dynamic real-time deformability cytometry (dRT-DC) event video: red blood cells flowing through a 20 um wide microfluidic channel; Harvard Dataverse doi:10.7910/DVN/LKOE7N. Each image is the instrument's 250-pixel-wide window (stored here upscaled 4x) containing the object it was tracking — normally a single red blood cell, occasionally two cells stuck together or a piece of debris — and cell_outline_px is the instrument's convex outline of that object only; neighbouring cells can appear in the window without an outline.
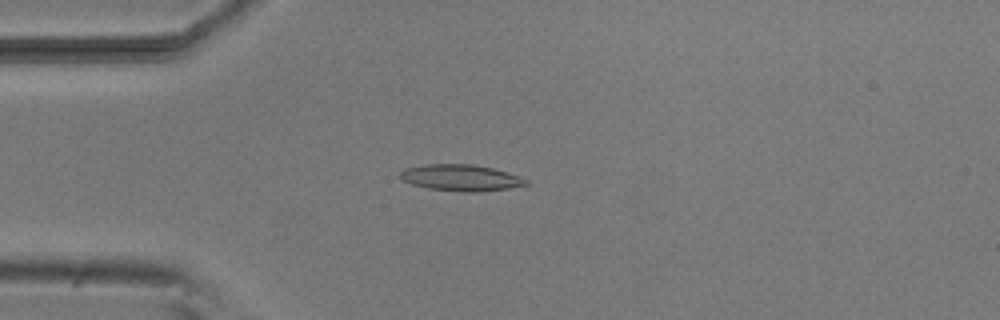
{"species": "common noctule bat (a hibernating species)", "species_latin": "Nyctalus noctula", "temperature_condition": "room temperature", "stored_images_in_passage": 45, "camera_frame_rate_fps": 3000, "um_per_image_px": 0.085, "animal": {"sex": "male", "body_mass_g": 20.5, "forearm_length_mm": 52.5}, "frame": {"image": 1, "passage_image": 6, "time_ms": 1.667, "image_size_px": [1000, 320], "cell_outline_px": [[528, 184], [508, 188], [476, 192], [468, 192], [428, 188], [412, 184], [404, 180], [400, 176], [400, 172], [404, 168], [420, 164], [472, 164], [492, 168], [520, 176], [528, 180]], "centroid_in_image_um": [39.15, 15.09], "position_along_channel_um": 45.8, "area_um2": 19.19}}
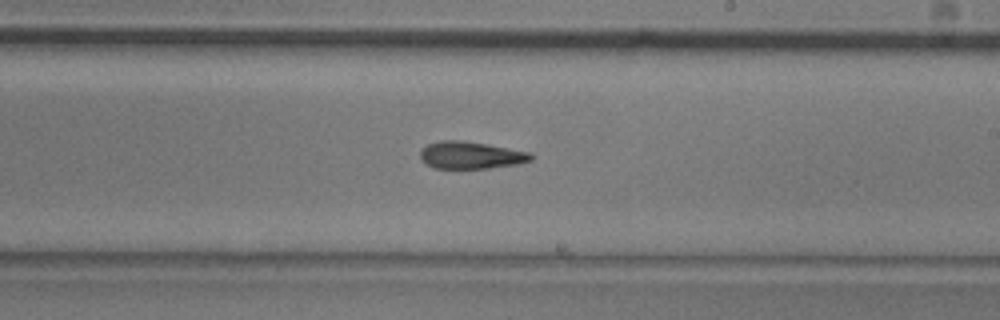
{"frame": {"image": 2, "passage_image": 23, "time_ms": 7.333, "image_size_px": [1000, 320], "cell_outline_px": [[536, 156], [532, 160], [516, 164], [488, 168], [436, 168], [428, 164], [420, 156], [420, 152], [428, 144], [440, 140], [460, 140], [532, 152]], "centroid_in_image_um": [40.08, 13.19], "position_along_channel_um": 248.9, "area_um2": 17.34}}
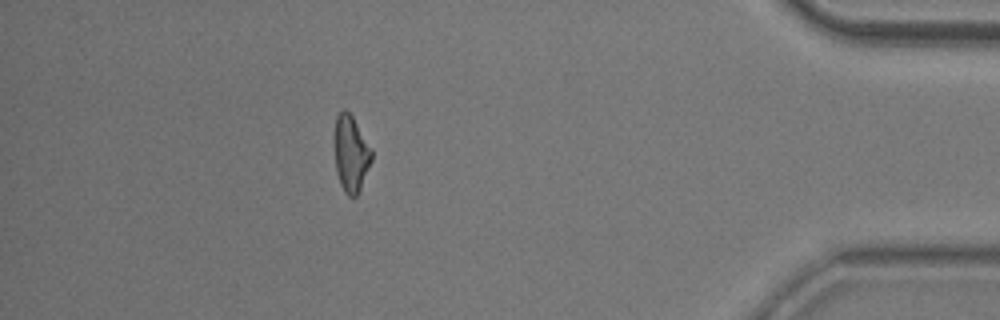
{"frame": {"image": 3, "passage_image": 39, "time_ms": 12.667, "image_size_px": [1000, 320], "cell_outline_px": [[372, 160], [360, 188], [356, 196], [348, 196], [344, 192], [340, 184], [336, 172], [332, 140], [332, 136], [336, 116], [344, 108], [352, 116], [372, 148]], "centroid_in_image_um": [29.78, 13.02], "position_along_channel_um": 405.4, "area_um2": 16.99}, "authors_computed_cell_mechanics": {"area_um2": 17.629, "velocity_mm_per_s": 3.8393, "shape_relaxation_time_tau1_ms": 5.2912, "shape_relaxation_time_tau2_ms": 3.6087, "deformation_change_tau1": 0.1473, "deformation_change_tau2": 0.1338}}